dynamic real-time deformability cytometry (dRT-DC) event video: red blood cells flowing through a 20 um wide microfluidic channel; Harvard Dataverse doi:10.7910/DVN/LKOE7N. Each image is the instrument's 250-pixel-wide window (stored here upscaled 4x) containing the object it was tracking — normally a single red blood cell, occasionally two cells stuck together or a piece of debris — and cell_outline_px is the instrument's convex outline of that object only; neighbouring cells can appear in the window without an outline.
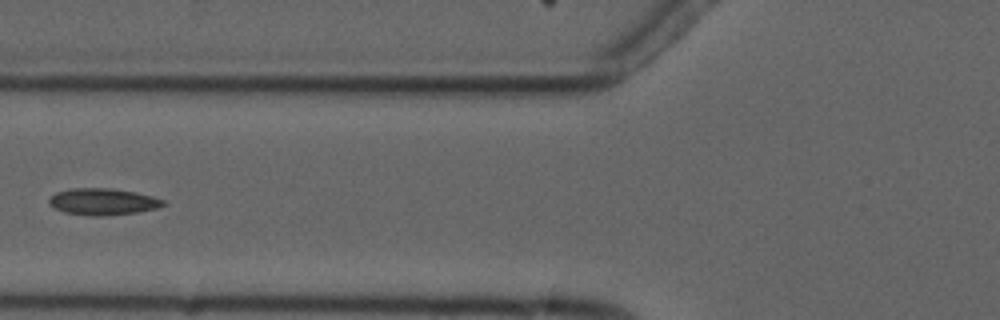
{"species": "common noctule bat (a hibernating species)", "species_latin": "Nyctalus noctula", "temperature_condition": "cold", "stored_images_in_passage": 7, "camera_frame_rate_fps": 3000, "um_per_image_px": 0.085, "animal": {"sex": "male", "forearm_length_mm": 52.5}, "frame": {"image": 1, "passage_image": 5, "time_ms": 4.667, "image_size_px": [1000, 320], "cell_outline_px": [[168, 204], [156, 208], [136, 212], [104, 216], [92, 216], [64, 212], [48, 204], [48, 200], [56, 192], [72, 188], [108, 188], [136, 192], [152, 196], [164, 200]], "centroid_in_image_um": [8.75, 17.14], "position_along_channel_um": 117.0, "area_um2": 17.69}}
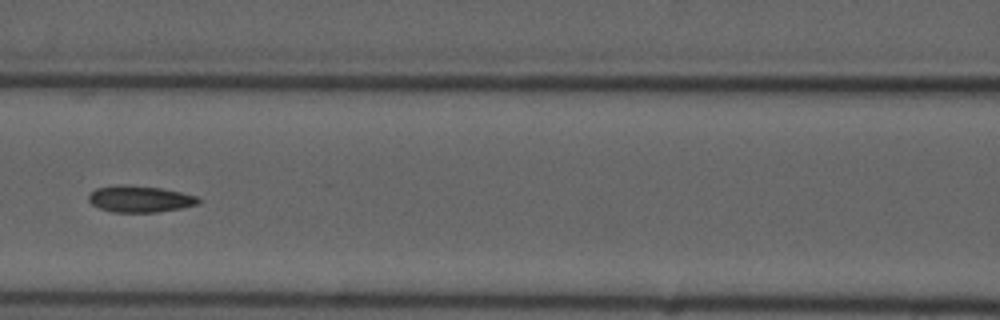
{"frame": {"image": 2, "passage_image": 6, "time_ms": 5.667, "image_size_px": [1000, 320], "cell_outline_px": [[200, 204], [180, 208], [156, 212], [112, 212], [100, 208], [92, 204], [88, 200], [88, 196], [96, 188], [120, 184], [160, 188], [180, 192], [196, 196], [200, 200]], "centroid_in_image_um": [11.88, 16.91], "position_along_channel_um": 154.7, "area_um2": 16.82}}
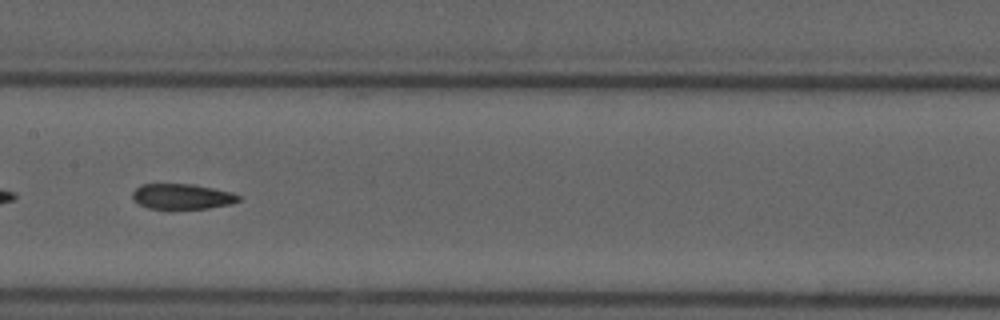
{"frame": {"image": 3, "passage_image": 7, "time_ms": 6.667, "image_size_px": [1000, 320], "cell_outline_px": [[240, 200], [232, 204], [208, 208], [148, 208], [140, 204], [132, 196], [132, 192], [140, 184], [192, 184], [232, 192], [240, 196]], "centroid_in_image_um": [15.5, 16.69], "position_along_channel_um": 191.9, "area_um2": 15.49}}